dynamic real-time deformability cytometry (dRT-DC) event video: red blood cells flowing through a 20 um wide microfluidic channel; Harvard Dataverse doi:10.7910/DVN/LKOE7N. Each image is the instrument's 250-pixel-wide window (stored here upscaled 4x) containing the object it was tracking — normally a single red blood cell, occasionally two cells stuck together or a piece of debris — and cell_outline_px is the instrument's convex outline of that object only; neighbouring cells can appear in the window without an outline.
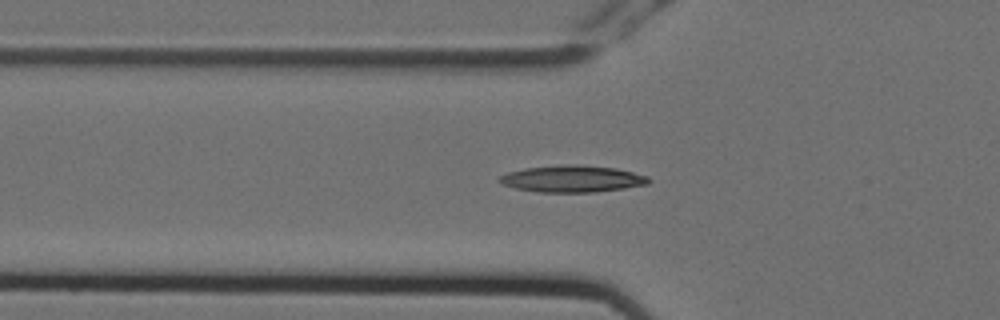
{"species": "Egyptian fruit bat (a non-hibernating species)", "species_latin": "Rousettus aegyptiacus", "temperature_condition": "cold", "stored_images_in_passage": 6, "camera_frame_rate_fps": 3000, "um_per_image_px": 0.085, "animal": {"sex": "female"}, "frame": {"image": 1, "passage_image": 6, "time_ms": 1.667, "image_size_px": [1000, 320], "cell_outline_px": [[652, 180], [648, 184], [624, 188], [596, 192], [536, 192], [516, 188], [504, 184], [496, 180], [500, 176], [508, 172], [524, 168], [560, 164], [580, 164], [616, 168], [648, 176]], "centroid_in_image_um": [48.65, 15.19], "position_along_channel_um": 77.2, "area_um2": 23.47}}